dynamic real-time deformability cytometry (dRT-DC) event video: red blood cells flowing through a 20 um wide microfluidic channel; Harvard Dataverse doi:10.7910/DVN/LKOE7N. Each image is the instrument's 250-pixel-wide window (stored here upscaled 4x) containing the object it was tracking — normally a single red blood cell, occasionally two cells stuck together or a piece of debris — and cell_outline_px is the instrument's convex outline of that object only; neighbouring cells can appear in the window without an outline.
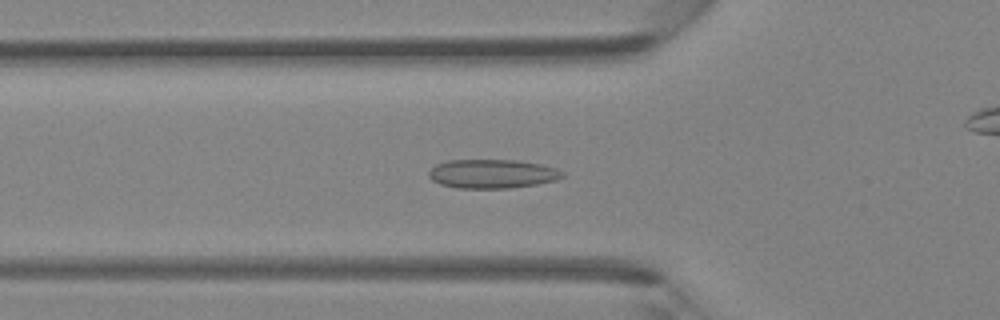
{"species": "Egyptian fruit bat (a non-hibernating species)", "species_latin": "Rousettus aegyptiacus", "temperature_condition": "room temperature", "stored_images_in_passage": 47, "camera_frame_rate_fps": 3000, "um_per_image_px": 0.085, "animal": {"sex": "female"}, "frame": {"image": 1, "passage_image": 16, "time_ms": 5.0, "image_size_px": [1000, 320], "cell_outline_px": [[564, 176], [556, 180], [536, 184], [508, 188], [456, 188], [440, 184], [432, 180], [428, 176], [428, 172], [436, 164], [448, 160], [516, 160], [540, 164], [556, 168], [564, 172]], "centroid_in_image_um": [41.83, 14.77], "position_along_channel_um": 84.0, "area_um2": 22.54}}
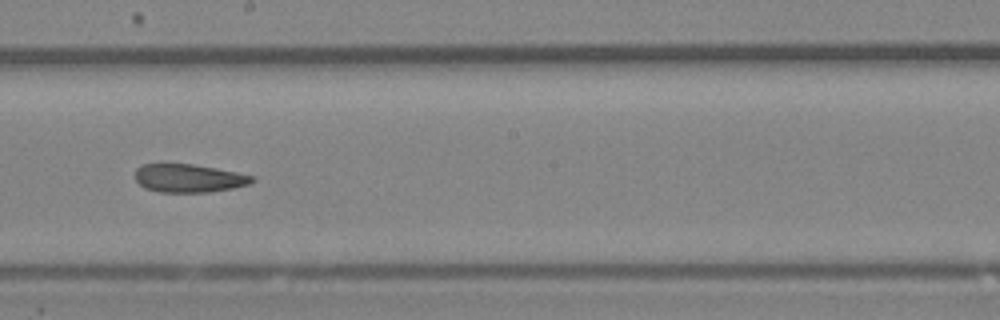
{"frame": {"image": 2, "passage_image": 26, "time_ms": 8.333, "image_size_px": [1000, 320], "cell_outline_px": [[256, 180], [248, 184], [232, 188], [208, 192], [160, 192], [144, 188], [136, 180], [136, 168], [144, 164], [192, 164], [216, 168], [236, 172], [252, 176]], "centroid_in_image_um": [16.03, 15.15], "position_along_channel_um": 232.2, "area_um2": 19.07}}
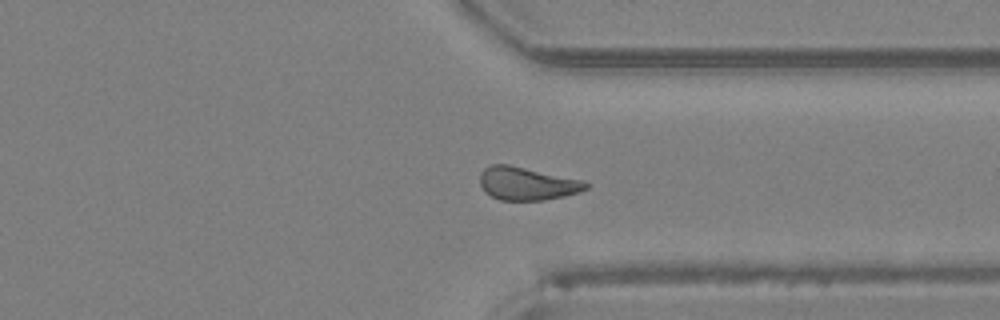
{"frame": {"image": 3, "passage_image": 35, "time_ms": 11.333, "image_size_px": [1000, 320], "cell_outline_px": [[588, 188], [580, 192], [564, 196], [544, 200], [500, 200], [484, 192], [480, 184], [480, 172], [484, 168], [492, 164], [508, 164], [584, 180], [588, 184]], "centroid_in_image_um": [44.79, 15.6], "position_along_channel_um": 366.6, "area_um2": 20.52}}